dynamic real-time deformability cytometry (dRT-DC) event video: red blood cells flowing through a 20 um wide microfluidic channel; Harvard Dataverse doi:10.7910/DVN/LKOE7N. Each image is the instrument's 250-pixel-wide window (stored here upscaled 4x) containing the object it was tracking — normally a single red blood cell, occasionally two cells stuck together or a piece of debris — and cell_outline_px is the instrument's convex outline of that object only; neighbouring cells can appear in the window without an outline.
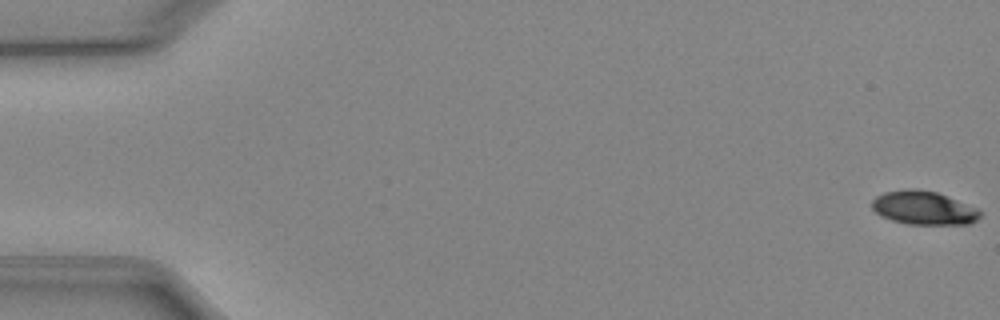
{"species": "Egyptian fruit bat (a non-hibernating species)", "species_latin": "Rousettus aegyptiacus", "temperature_condition": "cold", "stored_images_in_passage": 52, "camera_frame_rate_fps": 3000, "um_per_image_px": 0.085, "animal": {"sex": "female"}, "frame": {"image": 1, "passage_image": 1, "time_ms": 0.0, "image_size_px": [1000, 320], "cell_outline_px": [[980, 216], [976, 220], [968, 224], [908, 224], [892, 220], [880, 216], [872, 208], [872, 200], [876, 196], [884, 192], [904, 188], [916, 188], [936, 192], [976, 208], [980, 212]], "centroid_in_image_um": [78.45, 17.66], "position_along_channel_um": 6.5, "area_um2": 21.04}}
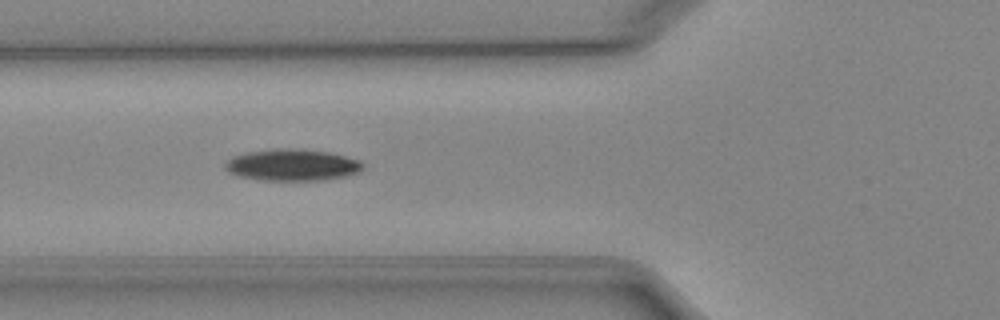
{"frame": {"image": 2, "passage_image": 20, "time_ms": 6.333, "image_size_px": [1000, 320], "cell_outline_px": [[364, 168], [360, 172], [348, 176], [324, 180], [260, 180], [236, 176], [228, 172], [224, 168], [224, 164], [232, 156], [244, 152], [272, 148], [288, 148], [328, 152], [360, 160], [364, 164]], "centroid_in_image_um": [24.81, 14.02], "position_along_channel_um": 101.0, "area_um2": 25.78}}
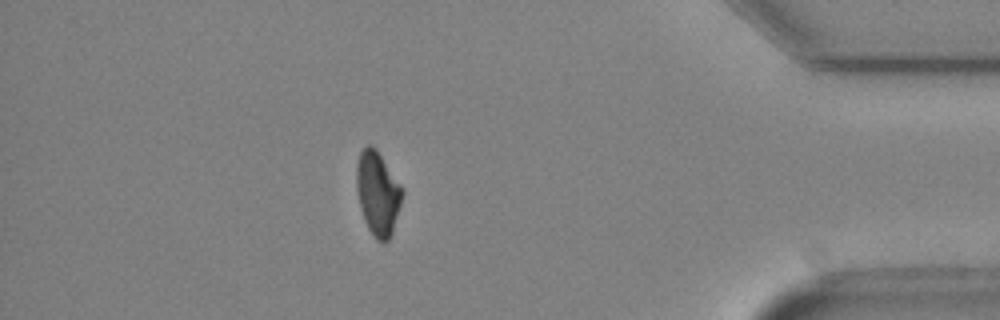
{"frame": {"image": 3, "passage_image": 46, "time_ms": 15.0, "image_size_px": [1000, 320], "cell_outline_px": [[404, 192], [392, 232], [388, 240], [384, 244], [376, 240], [368, 228], [364, 220], [360, 208], [356, 188], [356, 164], [360, 152], [368, 144], [372, 144], [376, 148], [404, 188]], "centroid_in_image_um": [32.11, 16.42], "position_along_channel_um": 403.1, "area_um2": 22.6}, "authors_computed_cell_mechanics": {"area_um2": 23.2645, "velocity_mm_per_s": 3.9503, "shape_relaxation_time_tau1_ms": 4.0386, "shape_relaxation_time_tau2_ms": null, "deformation_change_tau1": 0.1153, "deformation_change_tau2": null}}